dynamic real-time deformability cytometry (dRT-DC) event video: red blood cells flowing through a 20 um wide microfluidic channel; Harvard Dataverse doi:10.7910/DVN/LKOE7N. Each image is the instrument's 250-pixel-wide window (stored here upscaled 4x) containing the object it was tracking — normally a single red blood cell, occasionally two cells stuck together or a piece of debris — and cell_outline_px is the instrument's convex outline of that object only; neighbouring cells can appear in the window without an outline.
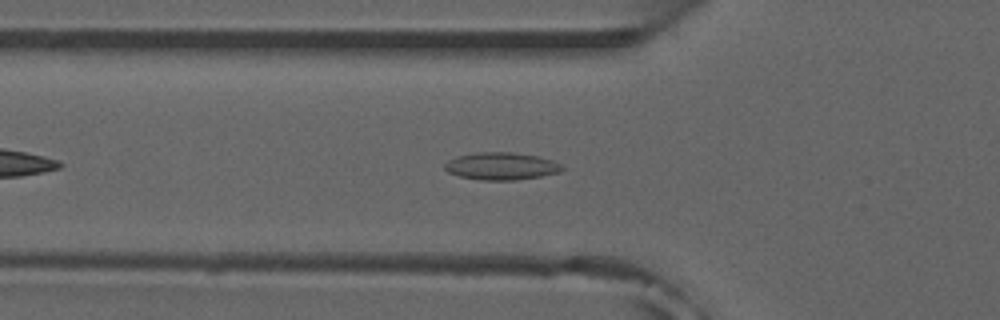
{"species": "common noctule bat (a hibernating species)", "species_latin": "Nyctalus noctula", "temperature_condition": "room temperature", "stored_images_in_passage": 41, "camera_frame_rate_fps": 3000, "um_per_image_px": 0.085, "animal": {"sex": "male", "forearm_length_mm": 52.5}, "frame": {"image": 1, "passage_image": 7, "time_ms": 2.0, "image_size_px": [1000, 320], "cell_outline_px": [[564, 168], [560, 172], [540, 176], [516, 180], [480, 180], [460, 176], [448, 172], [444, 168], [444, 164], [448, 160], [456, 156], [476, 152], [512, 152], [536, 156], [552, 160], [560, 164]], "centroid_in_image_um": [42.58, 14.12], "position_along_channel_um": 83.2, "area_um2": 18.73}}
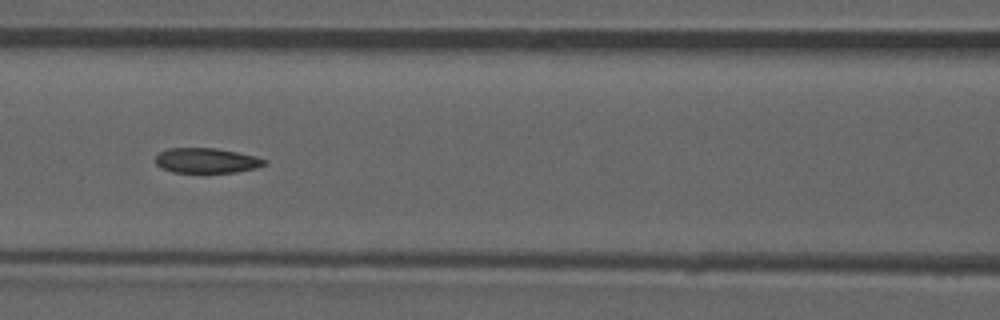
{"frame": {"image": 2, "passage_image": 12, "time_ms": 3.667, "image_size_px": [1000, 320], "cell_outline_px": [[268, 164], [256, 168], [236, 172], [172, 172], [160, 168], [156, 164], [156, 156], [160, 152], [168, 148], [216, 148], [256, 156], [268, 160]], "centroid_in_image_um": [17.58, 13.65], "position_along_channel_um": 149.0, "area_um2": 15.95}, "authors_computed_cell_mechanics": {"area_um2": 16.762, "velocity_mm_per_s": 3.9143, "shape_relaxation_time_tau1_ms": null, "shape_relaxation_time_tau2_ms": 3.3655, "deformation_change_tau1": null, "deformation_change_tau2": 0.097}}